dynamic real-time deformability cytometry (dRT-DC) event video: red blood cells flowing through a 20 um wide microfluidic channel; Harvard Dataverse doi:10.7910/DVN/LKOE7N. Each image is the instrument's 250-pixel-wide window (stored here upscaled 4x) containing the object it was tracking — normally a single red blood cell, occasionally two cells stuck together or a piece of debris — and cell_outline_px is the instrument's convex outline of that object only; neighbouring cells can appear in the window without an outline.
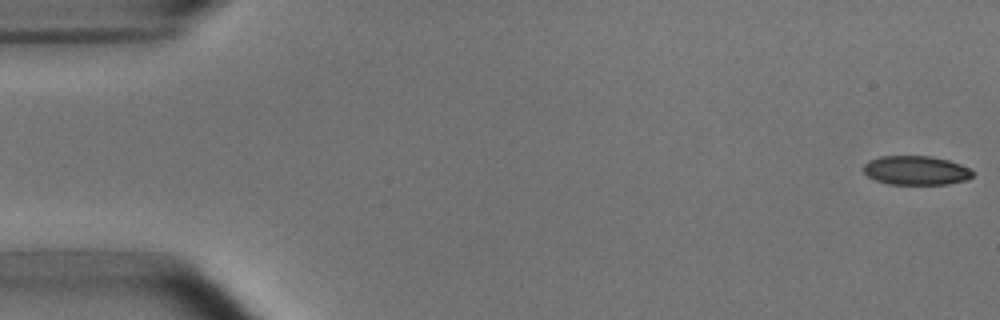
{"species": "common noctule bat (a hibernating species)", "species_latin": "Nyctalus noctula", "temperature_condition": "room temperature", "stored_images_in_passage": 5, "camera_frame_rate_fps": 3000, "um_per_image_px": 0.085, "animal": {"sex": "male", "body_mass_g": 15.6}, "frame": {"image": 1, "passage_image": 1, "time_ms": 0.0, "image_size_px": [1000, 320], "cell_outline_px": [[972, 176], [968, 180], [948, 184], [888, 184], [876, 180], [868, 176], [864, 172], [864, 164], [868, 160], [880, 156], [932, 156], [948, 160], [972, 168]], "centroid_in_image_um": [77.88, 14.48], "position_along_channel_um": 7.1, "area_um2": 18.61}}
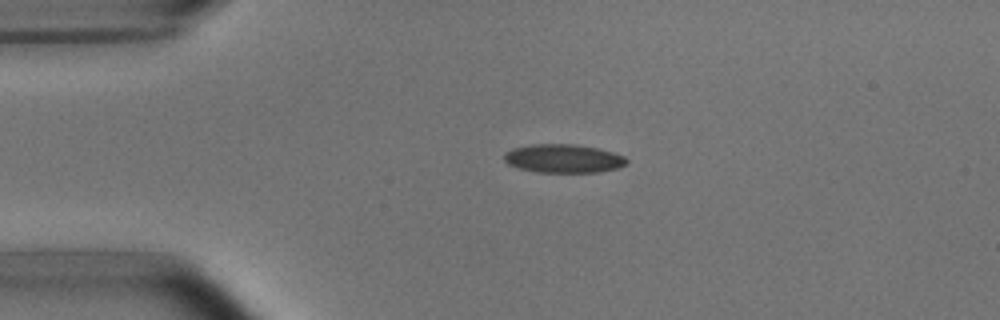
{"frame": {"image": 2, "passage_image": 4, "time_ms": 3.667, "image_size_px": [1000, 320], "cell_outline_px": [[628, 164], [620, 168], [600, 172], [536, 172], [520, 168], [508, 164], [504, 160], [504, 152], [512, 148], [532, 144], [576, 144], [600, 148], [624, 156], [628, 160]], "centroid_in_image_um": [47.92, 13.47], "position_along_channel_um": 37.1, "area_um2": 20.63}}